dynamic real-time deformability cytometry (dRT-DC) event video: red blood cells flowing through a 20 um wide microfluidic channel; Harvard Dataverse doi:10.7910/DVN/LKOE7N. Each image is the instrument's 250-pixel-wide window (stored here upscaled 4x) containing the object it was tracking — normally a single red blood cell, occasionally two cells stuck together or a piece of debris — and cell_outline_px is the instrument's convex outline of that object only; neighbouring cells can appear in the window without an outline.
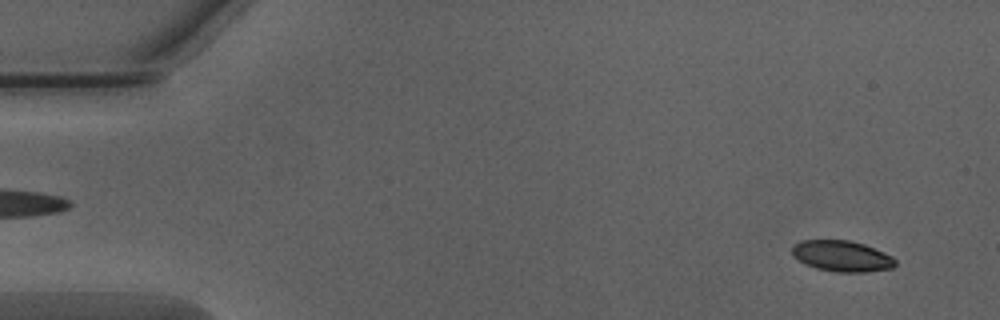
{"species": "Egyptian fruit bat (a non-hibernating species)", "species_latin": "Rousettus aegyptiacus", "temperature_condition": "warm", "stored_images_in_passage": 51, "camera_frame_rate_fps": 3000, "um_per_image_px": 0.085, "animal": {"sex": "male"}, "frame": {"image": 1, "passage_image": 3, "time_ms": 0.667, "image_size_px": [1000, 320], "cell_outline_px": [[896, 264], [892, 268], [864, 272], [836, 272], [816, 268], [804, 264], [792, 256], [792, 248], [800, 240], [848, 240], [864, 244], [884, 252], [892, 256], [896, 260]], "centroid_in_image_um": [71.55, 21.77], "position_along_channel_um": 13.5, "area_um2": 18.67}}
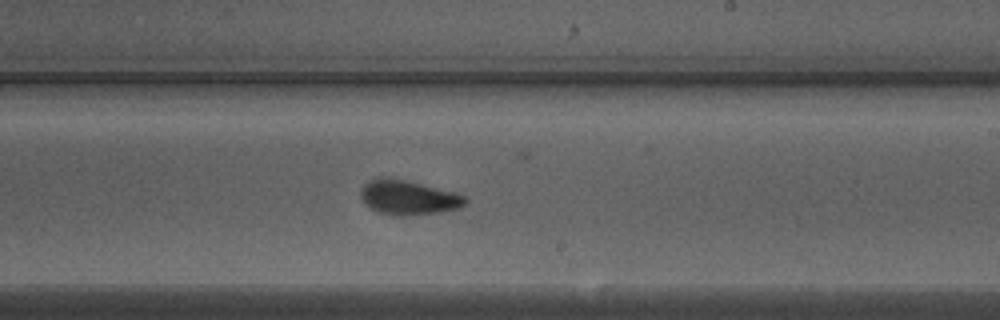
{"frame": {"image": 2, "passage_image": 30, "time_ms": 9.667, "image_size_px": [1000, 320], "cell_outline_px": [[468, 200], [460, 208], [440, 212], [404, 216], [392, 216], [376, 212], [360, 196], [360, 188], [368, 180], [376, 176], [388, 176], [456, 192], [464, 196]], "centroid_in_image_um": [34.67, 16.77], "position_along_channel_um": 254.3, "area_um2": 21.33}}
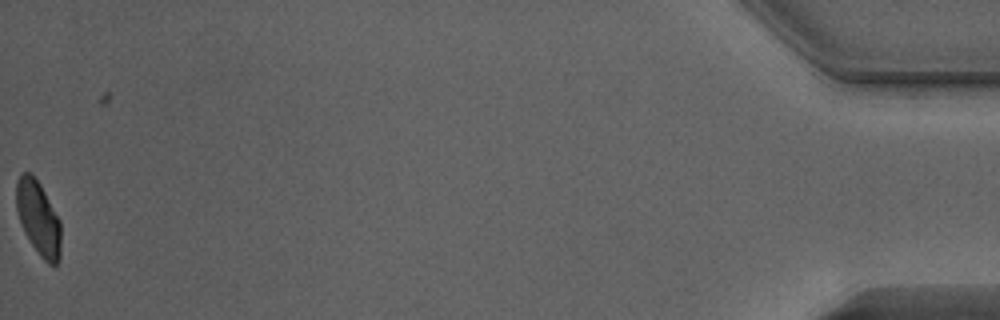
{"frame": {"image": 3, "passage_image": 51, "time_ms": 16.667, "image_size_px": [1000, 320], "cell_outline_px": [[60, 260], [56, 264], [48, 264], [40, 256], [24, 232], [16, 208], [16, 184], [20, 172], [32, 172], [40, 184], [60, 220]], "centroid_in_image_um": [3.25, 18.51], "position_along_channel_um": 431.9, "area_um2": 19.25}, "authors_computed_cell_mechanics": {"area_um2": 20.3456, "velocity_mm_per_s": 4.0183, "shape_relaxation_time_tau1_ms": 3.1615, "shape_relaxation_time_tau2_ms": 1.3277, "deformation_change_tau1": 0.1333, "deformation_change_tau2": 0.0622}}